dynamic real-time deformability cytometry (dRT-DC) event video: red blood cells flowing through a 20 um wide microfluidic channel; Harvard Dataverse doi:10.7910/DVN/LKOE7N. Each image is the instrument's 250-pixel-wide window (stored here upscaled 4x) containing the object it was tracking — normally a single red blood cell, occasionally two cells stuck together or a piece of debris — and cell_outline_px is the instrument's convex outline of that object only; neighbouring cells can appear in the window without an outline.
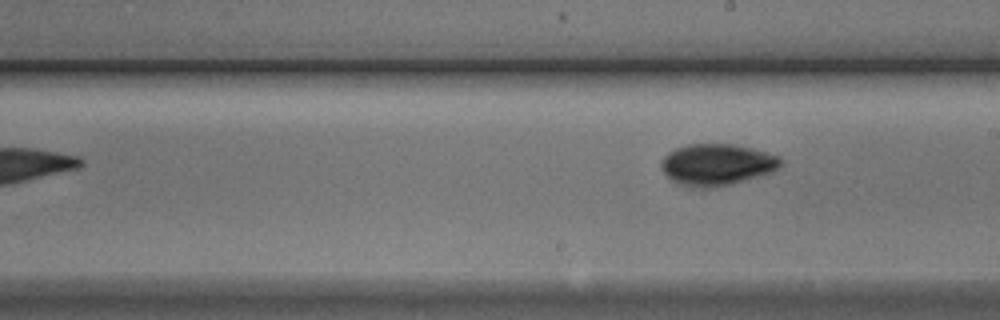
{"species": "Egyptian fruit bat (a non-hibernating species)", "species_latin": "Rousettus aegyptiacus", "temperature_condition": "cold", "stored_images_in_passage": 7, "camera_frame_rate_fps": 3000, "um_per_image_px": 0.085, "animal": {"sex": "male"}, "frame": {"image": 1, "passage_image": 7, "time_ms": 8.0, "image_size_px": [1000, 320], "cell_outline_px": [[780, 168], [772, 172], [732, 184], [712, 188], [688, 188], [672, 180], [664, 172], [660, 164], [664, 156], [668, 152], [676, 148], [688, 144], [736, 144], [768, 152], [780, 156]], "centroid_in_image_um": [60.94, 13.99], "position_along_channel_um": 228.1, "area_um2": 29.13}}